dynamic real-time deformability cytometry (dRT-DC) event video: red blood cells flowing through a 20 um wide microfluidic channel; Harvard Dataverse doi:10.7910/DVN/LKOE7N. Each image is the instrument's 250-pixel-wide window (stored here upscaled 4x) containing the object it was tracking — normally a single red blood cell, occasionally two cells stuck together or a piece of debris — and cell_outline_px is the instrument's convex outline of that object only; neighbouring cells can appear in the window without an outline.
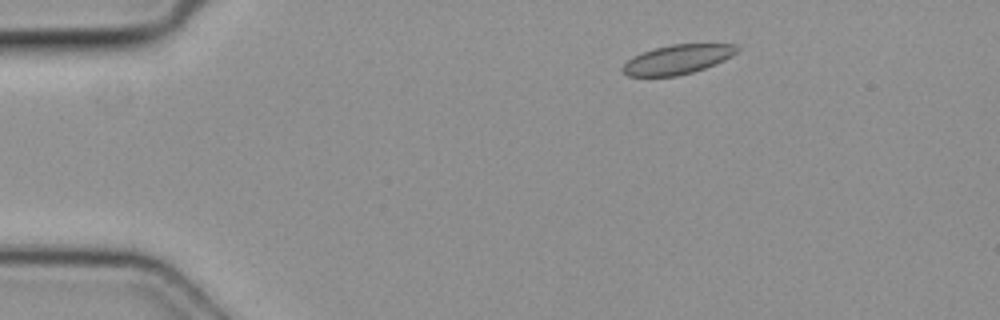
{"species": "common noctule bat (a hibernating species)", "species_latin": "Nyctalus noctula", "temperature_condition": "cold", "stored_images_in_passage": 3, "camera_frame_rate_fps": 3000, "um_per_image_px": 0.085, "animal": {"sex": "female", "body_mass_g": 19.3, "forearm_length_mm": 54.1}, "frame": {"image": 1, "passage_image": 1, "time_ms": 0.0, "image_size_px": [1000, 320], "cell_outline_px": [[740, 48], [736, 52], [724, 60], [704, 68], [692, 72], [676, 76], [628, 76], [620, 68], [632, 56], [656, 48], [672, 44], [736, 44]], "centroid_in_image_um": [57.58, 5.05], "position_along_channel_um": 27.4, "area_um2": 19.31}}
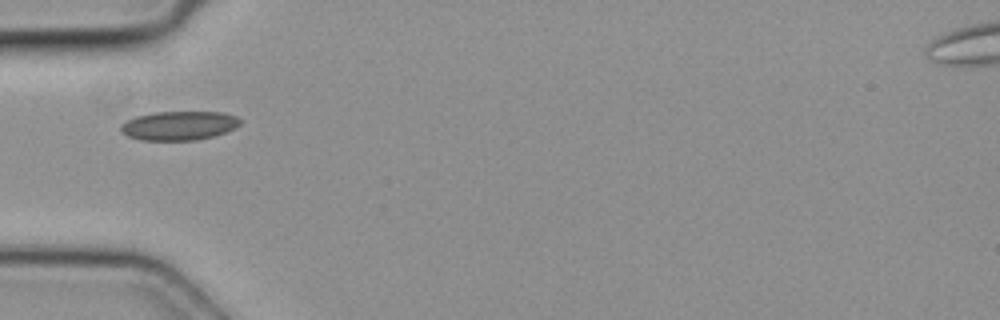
{"frame": {"image": 2, "passage_image": 3, "time_ms": 0.667, "image_size_px": [1000, 320], "cell_outline_px": [[240, 124], [236, 128], [212, 136], [196, 140], [140, 140], [128, 136], [120, 132], [120, 124], [136, 116], [156, 112], [224, 112], [236, 116], [240, 120]], "centroid_in_image_um": [15.2, 10.67], "position_along_channel_um": 69.8, "area_um2": 20.17}}